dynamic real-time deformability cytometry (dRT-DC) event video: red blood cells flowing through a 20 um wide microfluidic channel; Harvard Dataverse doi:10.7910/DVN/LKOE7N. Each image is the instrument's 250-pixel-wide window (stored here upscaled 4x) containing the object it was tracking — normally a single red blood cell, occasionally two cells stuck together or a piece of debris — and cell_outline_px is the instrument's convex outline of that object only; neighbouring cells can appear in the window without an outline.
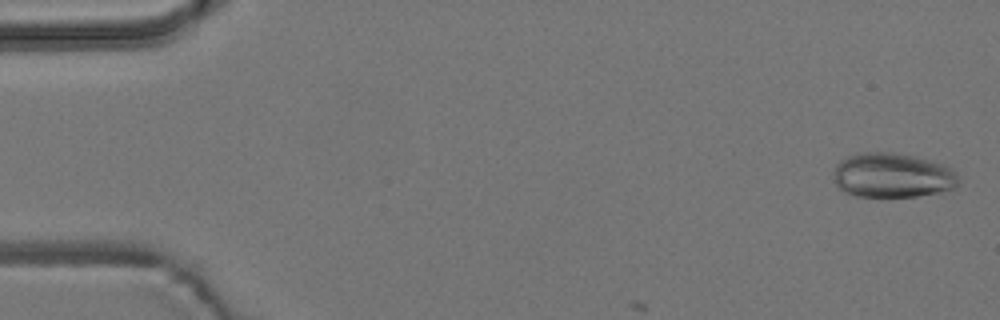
{"species": "common noctule bat (a hibernating species)", "species_latin": "Nyctalus noctula", "temperature_condition": "room temperature", "stored_images_in_passage": 5, "camera_frame_rate_fps": 3000, "um_per_image_px": 0.085, "animal": {"sex": "male", "body_mass_g": 19.2, "forearm_length_mm": 51.8}, "frame": {"image": 1, "passage_image": 1, "time_ms": 0.0, "image_size_px": [1000, 320], "cell_outline_px": [[960, 180], [952, 188], [940, 192], [916, 196], [856, 196], [844, 192], [836, 184], [832, 176], [832, 172], [836, 164], [840, 160], [848, 156], [860, 152], [888, 152], [912, 156], [944, 164], [952, 168], [956, 172]], "centroid_in_image_um": [75.82, 14.9], "position_along_channel_um": 9.2, "area_um2": 32.54}}